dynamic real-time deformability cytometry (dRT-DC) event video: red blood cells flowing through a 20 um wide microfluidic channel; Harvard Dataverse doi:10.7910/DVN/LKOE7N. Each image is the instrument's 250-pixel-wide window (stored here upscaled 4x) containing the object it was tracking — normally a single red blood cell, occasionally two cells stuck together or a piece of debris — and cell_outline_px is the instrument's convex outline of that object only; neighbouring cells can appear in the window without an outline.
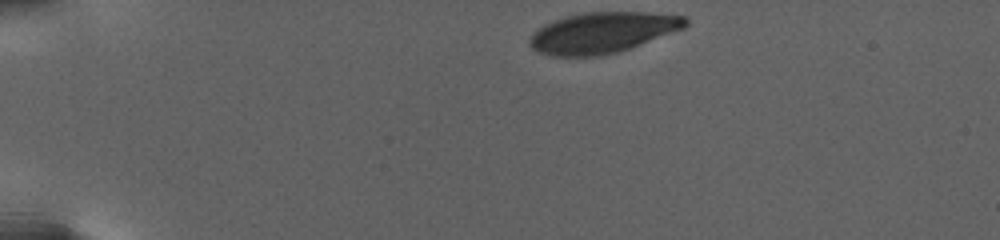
{"species": "human", "species_latin": "Homo sapiens", "temperature_condition": "warm", "stored_images_in_passage": 82, "camera_frame_rate_fps": 3000, "um_per_image_px": 0.085, "donor": {"sex": "female"}, "frame": {"image": 1, "passage_image": 1, "time_ms": 0.0, "image_size_px": [1000, 240], "cell_outline_px": [[688, 24], [684, 28], [640, 44], [616, 52], [600, 56], [552, 56], [536, 52], [528, 44], [528, 40], [532, 32], [544, 24], [552, 20], [564, 16], [584, 12], [644, 12], [684, 16], [688, 20]], "centroid_in_image_um": [51.14, 2.77], "position_along_channel_um": 33.9, "area_um2": 37.11}}
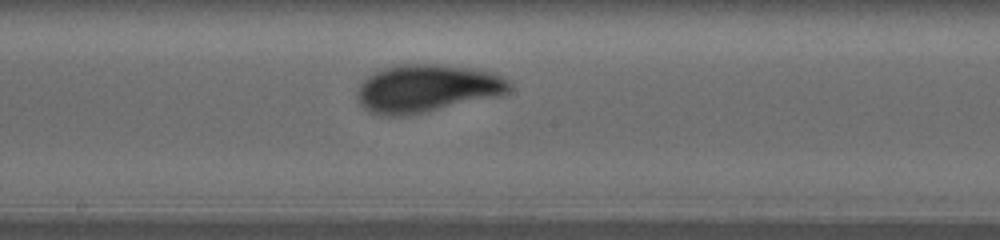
{"frame": {"image": 2, "passage_image": 43, "time_ms": 9.667, "image_size_px": [1000, 240], "cell_outline_px": [[512, 88], [508, 92], [500, 96], [428, 112], [404, 116], [380, 116], [364, 108], [360, 104], [356, 96], [356, 92], [360, 84], [368, 76], [384, 68], [400, 64], [436, 64], [472, 68], [492, 72], [512, 80]], "centroid_in_image_um": [36.32, 7.53], "position_along_channel_um": 211.9, "area_um2": 42.89}}
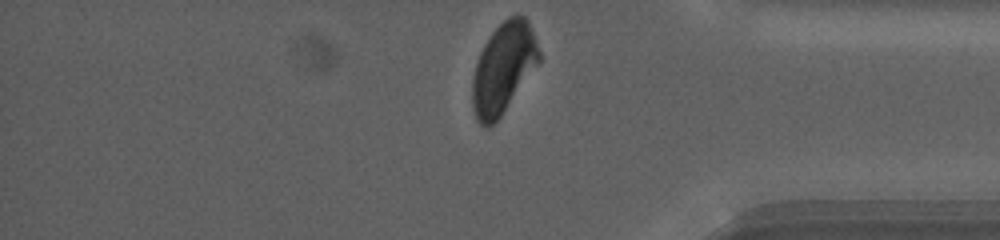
{"frame": {"image": 3, "passage_image": 81, "time_ms": 17.0, "image_size_px": [1000, 240], "cell_outline_px": [[540, 60], [500, 116], [488, 128], [484, 128], [476, 120], [472, 108], [472, 76], [480, 52], [484, 44], [492, 32], [508, 16], [524, 16], [528, 20], [540, 52]], "centroid_in_image_um": [42.75, 5.8], "position_along_channel_um": 392.5, "area_um2": 34.62}, "authors_computed_cell_mechanics": {"area_um2": 40.9513, "velocity_mm_per_s": 2.6392, "shape_relaxation_time_tau1_ms": 3.8022, "shape_relaxation_time_tau2_ms": null, "deformation_change_tau1": 0.1501, "deformation_change_tau2": null}}